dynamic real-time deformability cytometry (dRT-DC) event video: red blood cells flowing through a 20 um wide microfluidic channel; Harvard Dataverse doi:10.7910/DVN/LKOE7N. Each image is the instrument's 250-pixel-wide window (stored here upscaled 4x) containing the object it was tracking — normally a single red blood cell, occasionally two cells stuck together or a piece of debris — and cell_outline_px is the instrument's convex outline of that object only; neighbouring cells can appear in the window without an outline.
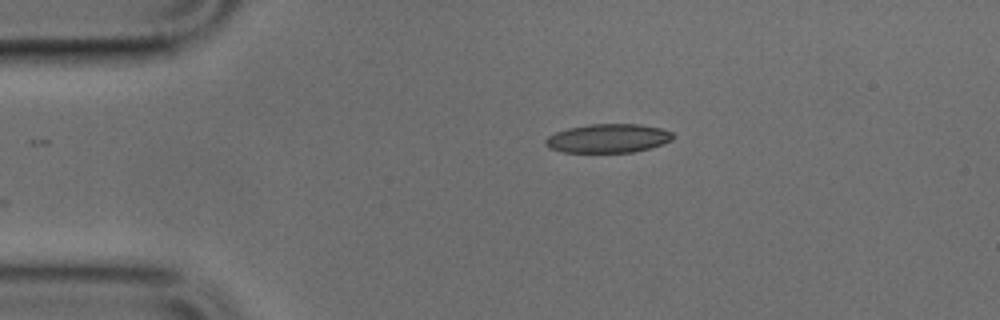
{"species": "common noctule bat (a hibernating species)", "species_latin": "Nyctalus noctula", "temperature_condition": "cold", "stored_images_in_passage": 30, "camera_frame_rate_fps": 3000, "um_per_image_px": 0.085, "animal": {"sex": "male", "body_mass_g": 17.9, "forearm_length_mm": 54.2}, "frame": {"image": 1, "passage_image": 1, "time_ms": 0.0, "image_size_px": [1000, 320], "cell_outline_px": [[676, 136], [672, 140], [648, 148], [632, 152], [564, 152], [548, 148], [544, 144], [544, 140], [548, 136], [556, 132], [568, 128], [588, 124], [640, 124], [660, 128], [672, 132]], "centroid_in_image_um": [51.66, 11.75], "position_along_channel_um": 33.3, "area_um2": 21.39}}
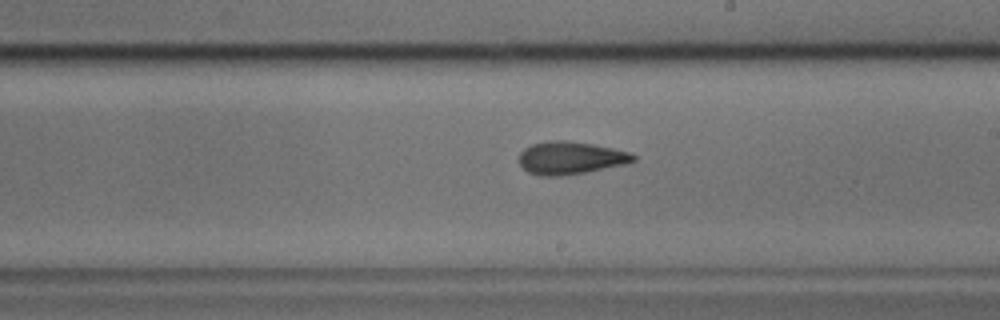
{"frame": {"image": 2, "passage_image": 19, "time_ms": 6.0, "image_size_px": [1000, 320], "cell_outline_px": [[636, 160], [628, 164], [584, 172], [560, 176], [540, 176], [528, 172], [520, 164], [520, 152], [524, 148], [532, 144], [548, 140], [564, 140], [592, 144], [612, 148], [628, 152], [636, 156]], "centroid_in_image_um": [48.49, 13.42], "position_along_channel_um": 240.5, "area_um2": 21.73}}
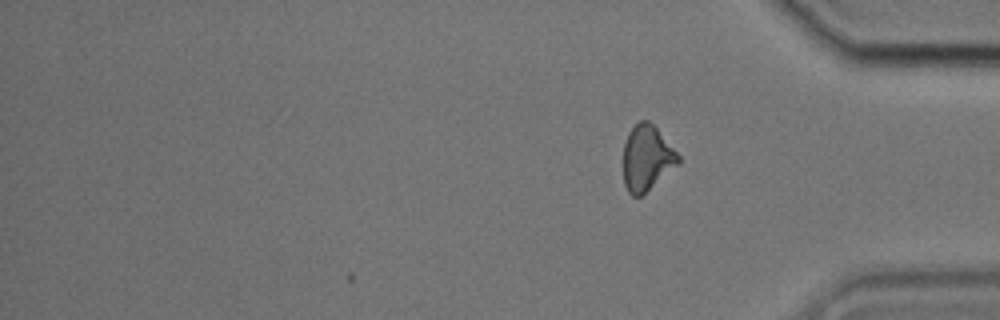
{"frame": {"image": 3, "passage_image": 30, "time_ms": 9.667, "image_size_px": [1000, 320], "cell_outline_px": [[680, 164], [640, 196], [632, 196], [628, 192], [624, 184], [624, 144], [628, 132], [640, 120], [648, 120], [656, 128], [680, 156]], "centroid_in_image_um": [54.98, 13.44], "position_along_channel_um": 380.2, "area_um2": 20.75}}